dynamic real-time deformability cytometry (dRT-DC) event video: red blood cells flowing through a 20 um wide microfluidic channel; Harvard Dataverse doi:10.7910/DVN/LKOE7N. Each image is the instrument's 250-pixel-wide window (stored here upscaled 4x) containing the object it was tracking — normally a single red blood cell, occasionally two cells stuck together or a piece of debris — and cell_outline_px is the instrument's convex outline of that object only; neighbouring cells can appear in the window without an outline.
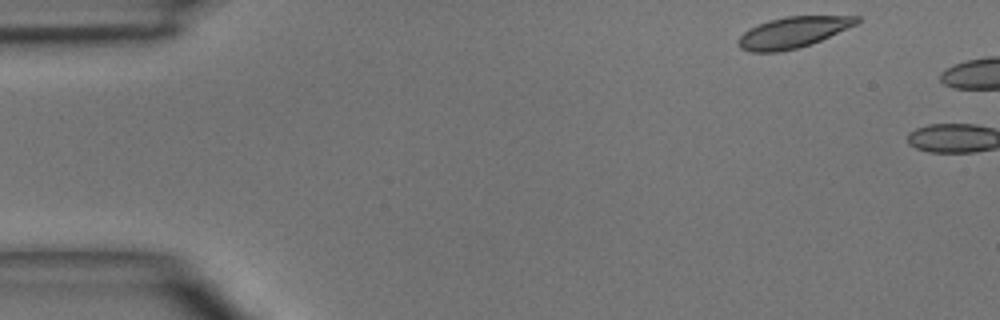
{"species": "common noctule bat (a hibernating species)", "species_latin": "Nyctalus noctula", "temperature_condition": "room temperature", "stored_images_in_passage": 2, "camera_frame_rate_fps": 3000, "um_per_image_px": 0.085, "animal": {"sex": "male", "body_mass_g": 15.6}, "frame": {"image": 1, "passage_image": 1, "time_ms": 0.0, "image_size_px": [1000, 320], "cell_outline_px": [[860, 24], [812, 44], [780, 52], [748, 52], [740, 48], [736, 44], [736, 40], [748, 28], [768, 20], [788, 16], [860, 16]], "centroid_in_image_um": [67.41, 2.75], "position_along_channel_um": 17.6, "area_um2": 21.79}}